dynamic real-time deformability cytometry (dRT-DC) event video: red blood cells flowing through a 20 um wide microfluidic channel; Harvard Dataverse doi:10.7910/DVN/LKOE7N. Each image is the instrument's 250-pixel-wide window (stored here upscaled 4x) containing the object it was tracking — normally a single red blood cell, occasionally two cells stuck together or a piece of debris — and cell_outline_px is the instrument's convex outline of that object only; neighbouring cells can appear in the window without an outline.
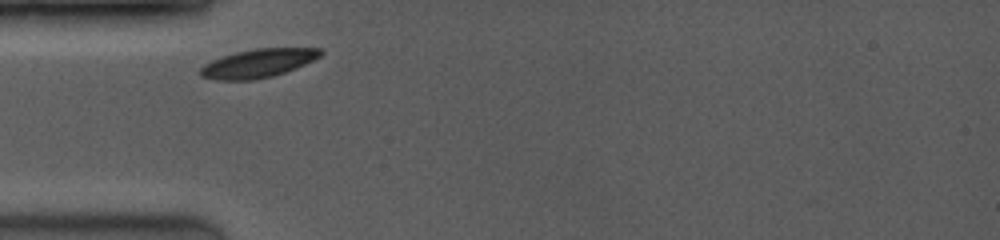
{"species": "common noctule bat (a hibernating species)", "species_latin": "Nyctalus noctula", "temperature_condition": "room temperature", "stored_images_in_passage": 4, "camera_frame_rate_fps": 3500, "um_per_image_px": 0.085, "animal": {"sex": "female", "body_mass_g": 19.0, "forearm_length_mm": 53.3}, "frame": {"image": 1, "passage_image": 1, "time_ms": 0.0, "image_size_px": [1000, 240], "cell_outline_px": [[324, 52], [320, 56], [304, 64], [284, 72], [272, 76], [252, 80], [216, 80], [200, 76], [196, 72], [204, 64], [212, 60], [236, 52], [256, 48], [324, 48]], "centroid_in_image_um": [21.9, 5.38], "position_along_channel_um": 63.1, "area_um2": 19.94}}
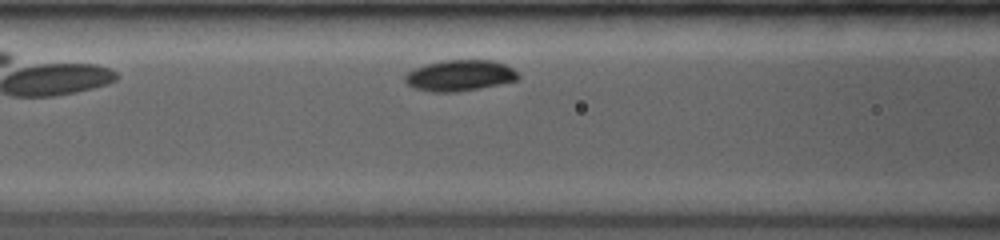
{"frame": {"image": 2, "passage_image": 4, "time_ms": 1.714, "image_size_px": [1000, 240], "cell_outline_px": [[520, 76], [516, 80], [500, 84], [480, 88], [456, 92], [432, 92], [416, 88], [408, 84], [404, 80], [404, 76], [408, 72], [416, 68], [428, 64], [444, 60], [492, 60], [504, 64], [512, 68]], "centroid_in_image_um": [39.09, 6.42], "position_along_channel_um": 127.5, "area_um2": 20.23}}